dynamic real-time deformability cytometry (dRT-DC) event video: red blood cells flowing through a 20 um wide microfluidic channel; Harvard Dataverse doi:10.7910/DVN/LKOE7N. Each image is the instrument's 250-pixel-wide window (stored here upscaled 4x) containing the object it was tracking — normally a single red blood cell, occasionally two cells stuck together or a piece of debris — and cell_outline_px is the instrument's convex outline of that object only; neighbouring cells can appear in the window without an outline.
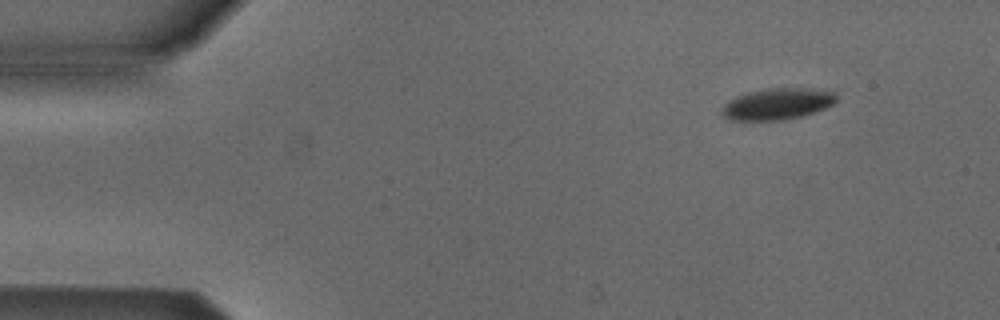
{"species": "Egyptian fruit bat (a non-hibernating species)", "species_latin": "Rousettus aegyptiacus", "temperature_condition": "cold", "stored_images_in_passage": 7, "camera_frame_rate_fps": 3000, "um_per_image_px": 0.085, "animal": {"sex": "male"}, "frame": {"image": 1, "passage_image": 1, "time_ms": 0.0, "image_size_px": [1000, 320], "cell_outline_px": [[836, 104], [804, 116], [784, 120], [732, 120], [724, 116], [720, 112], [724, 104], [728, 100], [736, 96], [748, 92], [768, 88], [808, 88], [836, 92]], "centroid_in_image_um": [66.1, 8.83], "position_along_channel_um": 18.9, "area_um2": 21.15}}
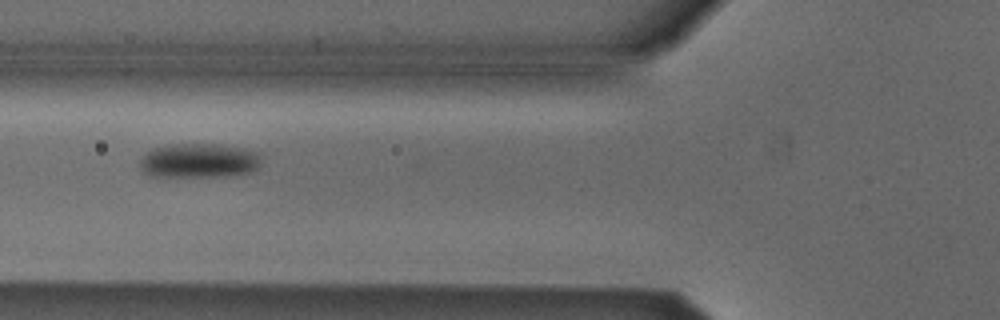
{"frame": {"image": 2, "passage_image": 5, "time_ms": 1.333, "image_size_px": [1000, 320], "cell_outline_px": [[260, 164], [252, 172], [228, 176], [148, 176], [140, 168], [140, 160], [144, 152], [152, 148], [172, 144], [216, 144], [244, 148], [260, 152]], "centroid_in_image_um": [16.9, 13.65], "position_along_channel_um": 108.9, "area_um2": 24.62}}
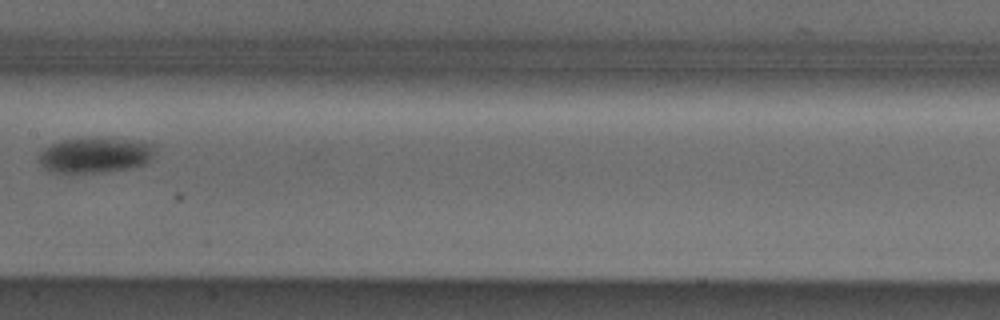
{"frame": {"image": 3, "passage_image": 7, "time_ms": 2.0, "image_size_px": [1000, 320], "cell_outline_px": [[152, 156], [144, 164], [132, 168], [96, 172], [52, 172], [44, 168], [40, 164], [40, 152], [44, 148], [60, 140], [80, 136], [100, 136], [152, 144]], "centroid_in_image_um": [8.01, 13.15], "position_along_channel_um": 199.4, "area_um2": 23.99}}